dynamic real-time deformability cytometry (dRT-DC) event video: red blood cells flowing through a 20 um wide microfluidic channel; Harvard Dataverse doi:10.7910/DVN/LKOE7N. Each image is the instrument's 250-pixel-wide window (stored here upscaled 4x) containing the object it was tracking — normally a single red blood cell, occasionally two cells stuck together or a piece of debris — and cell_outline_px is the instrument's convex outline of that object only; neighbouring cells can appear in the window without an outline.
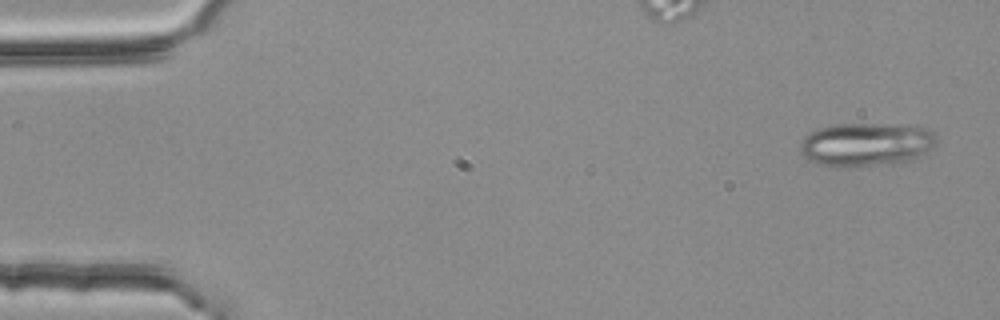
{"species": "common noctule bat (a hibernating species)", "species_latin": "Nyctalus noctula", "temperature_condition": "room temperature", "stored_images_in_passage": 3, "camera_frame_rate_fps": 3000, "um_per_image_px": 0.085, "animal": {"sex": "female", "body_mass_g": 25.1}, "frame": {"image": 1, "passage_image": 1, "time_ms": 0.0, "image_size_px": [1000, 320], "cell_outline_px": [[936, 140], [932, 148], [924, 156], [912, 160], [896, 164], [836, 168], [820, 164], [808, 160], [800, 152], [800, 144], [804, 136], [808, 132], [816, 128], [832, 124], [920, 124], [928, 128], [932, 132]], "centroid_in_image_um": [73.65, 12.27], "position_along_channel_um": 11.4, "area_um2": 35.78}}